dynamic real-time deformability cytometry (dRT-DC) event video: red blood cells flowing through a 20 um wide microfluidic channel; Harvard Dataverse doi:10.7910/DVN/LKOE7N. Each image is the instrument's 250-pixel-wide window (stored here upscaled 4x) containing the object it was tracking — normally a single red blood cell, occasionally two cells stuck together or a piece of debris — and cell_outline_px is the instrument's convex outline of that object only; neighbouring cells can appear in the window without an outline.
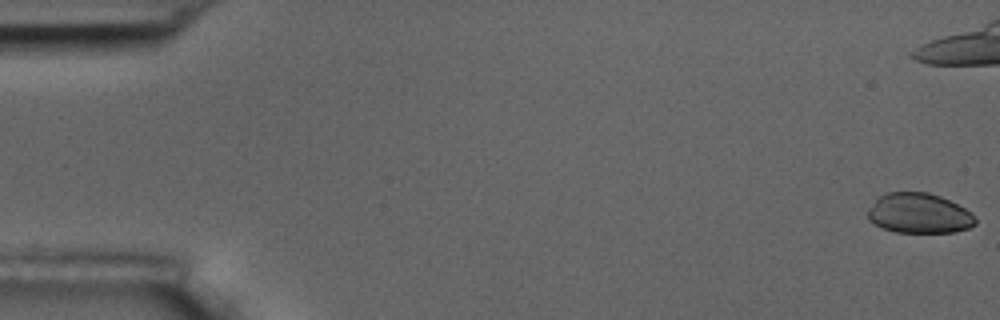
{"species": "common noctule bat (a hibernating species)", "species_latin": "Nyctalus noctula", "temperature_condition": "room temperature", "stored_images_in_passage": 16, "camera_frame_rate_fps": 3000, "um_per_image_px": 0.085, "animal": {"sex": "male", "body_mass_g": 17.5, "forearm_length_mm": 52.3}, "frame": {"image": 1, "passage_image": 1, "time_ms": 0.0, "image_size_px": [1000, 320], "cell_outline_px": [[976, 224], [968, 228], [956, 232], [896, 232], [880, 228], [868, 220], [868, 208], [880, 196], [888, 192], [928, 192], [940, 196], [972, 212], [976, 220]], "centroid_in_image_um": [78.11, 18.14], "position_along_channel_um": 6.9, "area_um2": 25.14}}